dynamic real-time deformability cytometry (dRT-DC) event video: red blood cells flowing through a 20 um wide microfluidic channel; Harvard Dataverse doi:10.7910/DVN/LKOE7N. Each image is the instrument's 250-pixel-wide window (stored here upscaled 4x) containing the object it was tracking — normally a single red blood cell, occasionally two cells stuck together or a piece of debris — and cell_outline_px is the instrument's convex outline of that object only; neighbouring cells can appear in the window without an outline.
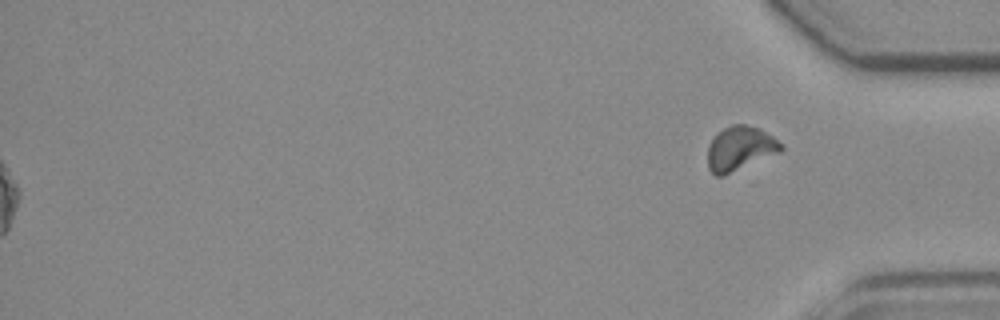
{"species": "common noctule bat (a hibernating species)", "species_latin": "Nyctalus noctula", "temperature_condition": "room temperature", "stored_images_in_passage": 54, "segment_of_instrument_passage": [2, 2], "camera_frame_rate_fps": 3000, "um_per_image_px": 0.085, "animal": {"sex": "female", "body_mass_g": 19.3, "forearm_length_mm": 54.1}, "frame": {"image": 1, "passage_image": 54, "time_ms": 17.667, "image_size_px": [1000, 320], "cell_outline_px": [[784, 148], [780, 152], [724, 176], [716, 176], [708, 168], [708, 144], [724, 128], [732, 124], [744, 124], [760, 128], [784, 144]], "centroid_in_image_um": [62.92, 12.63], "position_along_channel_um": 372.3, "area_um2": 18.9}}